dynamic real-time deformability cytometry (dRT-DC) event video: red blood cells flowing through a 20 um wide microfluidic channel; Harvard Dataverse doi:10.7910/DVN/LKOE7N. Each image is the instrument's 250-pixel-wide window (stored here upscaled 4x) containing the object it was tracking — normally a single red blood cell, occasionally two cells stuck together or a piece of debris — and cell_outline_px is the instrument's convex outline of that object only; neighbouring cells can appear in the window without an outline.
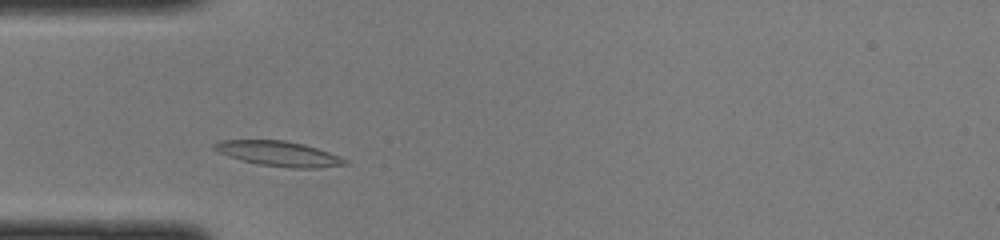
{"species": "common noctule bat (a hibernating species)", "species_latin": "Nyctalus noctula", "temperature_condition": "cold", "stored_images_in_passage": 30, "camera_frame_rate_fps": 3000, "um_per_image_px": 0.085, "animal": {"sex": "female", "body_mass_g": 22.0, "forearm_length_mm": 56.7}, "frame": {"image": 1, "passage_image": 4, "time_ms": 1.0, "image_size_px": [1000, 240], "cell_outline_px": [[348, 164], [316, 168], [292, 168], [260, 164], [228, 156], [216, 152], [212, 148], [212, 144], [220, 140], [284, 140], [304, 144], [340, 156], [348, 160]], "centroid_in_image_um": [23.67, 13.05], "position_along_channel_um": 61.3, "area_um2": 18.96}}
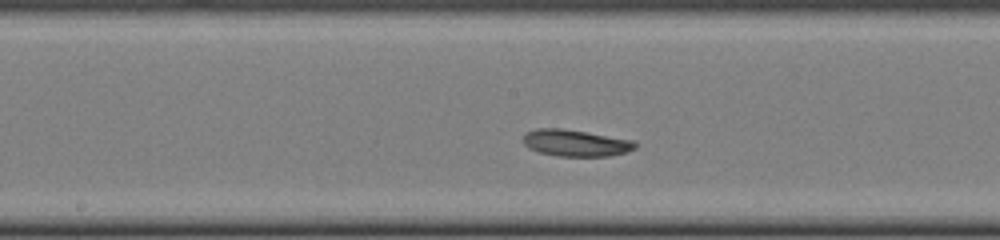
{"frame": {"image": 2, "passage_image": 14, "time_ms": 4.333, "image_size_px": [1000, 240], "cell_outline_px": [[636, 148], [628, 152], [608, 156], [556, 156], [540, 152], [528, 148], [524, 144], [524, 132], [536, 128], [564, 128], [632, 140], [636, 144]], "centroid_in_image_um": [48.9, 12.15], "position_along_channel_um": 199.3, "area_um2": 17.46}}
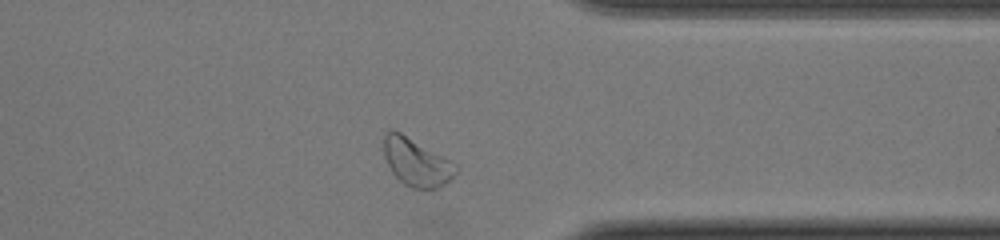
{"frame": {"image": 3, "passage_image": 27, "time_ms": 8.667, "image_size_px": [1000, 240], "cell_outline_px": [[460, 168], [444, 184], [436, 188], [412, 188], [404, 184], [392, 172], [384, 156], [384, 136], [388, 132], [400, 132], [456, 164]], "centroid_in_image_um": [35.4, 13.81], "position_along_channel_um": 376.0, "area_um2": 19.36}}